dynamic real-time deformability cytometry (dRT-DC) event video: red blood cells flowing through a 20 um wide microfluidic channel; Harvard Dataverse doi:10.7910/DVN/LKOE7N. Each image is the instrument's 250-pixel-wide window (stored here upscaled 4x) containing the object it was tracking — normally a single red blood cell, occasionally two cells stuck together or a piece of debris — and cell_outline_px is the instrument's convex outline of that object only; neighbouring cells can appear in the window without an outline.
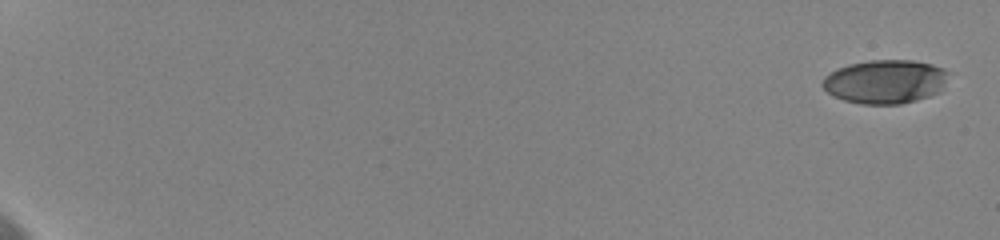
{"species": "human", "species_latin": "Homo sapiens", "temperature_condition": "cold", "stored_images_in_passage": 29, "camera_frame_rate_fps": 3000, "um_per_image_px": 0.085, "donor": {"sex": "female"}, "frame": {"image": 1, "passage_image": 1, "time_ms": 0.0, "image_size_px": [1000, 240], "cell_outline_px": [[952, 72], [940, 92], [916, 100], [900, 104], [860, 104], [844, 100], [828, 92], [820, 84], [824, 76], [836, 68], [848, 64], [868, 60], [912, 60], [932, 64], [944, 68]], "centroid_in_image_um": [75.27, 6.92], "position_along_channel_um": 9.7, "area_um2": 32.54}}
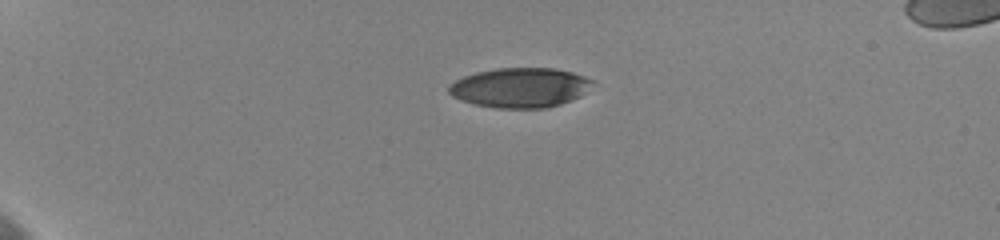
{"frame": {"image": 2, "passage_image": 21, "time_ms": 5.0, "image_size_px": [1000, 240], "cell_outline_px": [[596, 80], [580, 96], [572, 100], [560, 104], [544, 108], [496, 108], [476, 104], [460, 100], [452, 96], [448, 92], [448, 88], [456, 80], [464, 76], [476, 72], [496, 68], [556, 68], [572, 72]], "centroid_in_image_um": [44.22, 7.44], "position_along_channel_um": 40.8, "area_um2": 33.23}}